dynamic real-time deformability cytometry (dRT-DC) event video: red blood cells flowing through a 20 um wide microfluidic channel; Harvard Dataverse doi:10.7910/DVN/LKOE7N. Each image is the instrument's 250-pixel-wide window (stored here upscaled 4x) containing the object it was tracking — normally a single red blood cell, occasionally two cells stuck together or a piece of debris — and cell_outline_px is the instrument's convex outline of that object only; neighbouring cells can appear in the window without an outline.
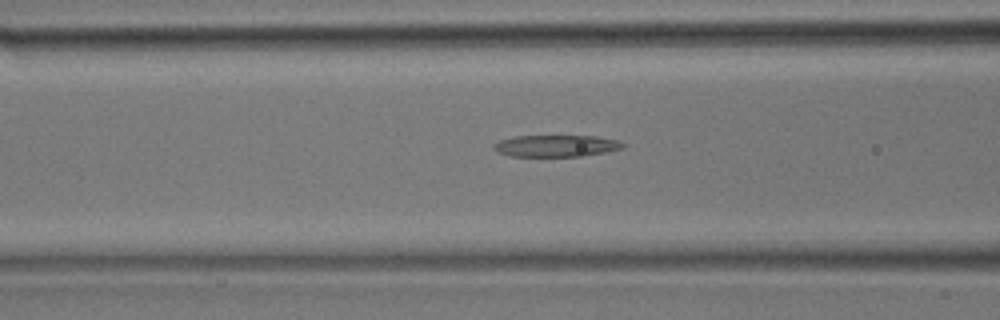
{"species": "common noctule bat (a hibernating species)", "species_latin": "Nyctalus noctula", "temperature_condition": "room temperature", "stored_images_in_passage": 27, "camera_frame_rate_fps": 3000, "um_per_image_px": 0.085, "animal": {"sex": "male", "body_mass_g": 17.9}, "frame": {"image": 1, "passage_image": 5, "time_ms": 1.333, "image_size_px": [1000, 320], "cell_outline_px": [[624, 148], [608, 152], [584, 156], [512, 156], [496, 152], [492, 148], [492, 144], [500, 140], [516, 136], [596, 136], [616, 140], [624, 144]], "centroid_in_image_um": [47.25, 12.4], "position_along_channel_um": 119.3, "area_um2": 16.42}}
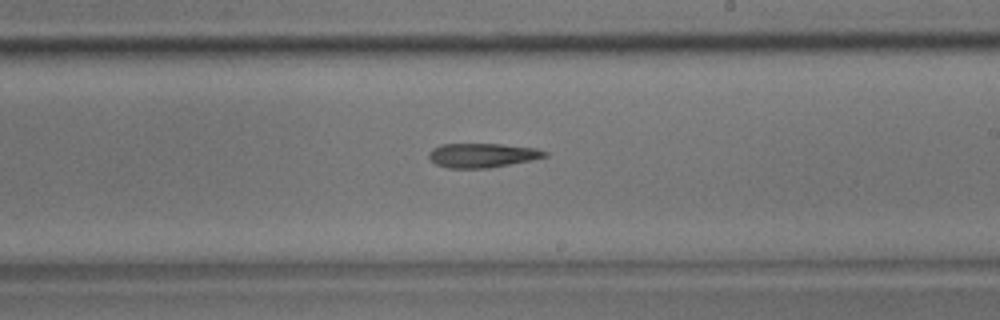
{"frame": {"image": 2, "passage_image": 12, "time_ms": 3.667, "image_size_px": [1000, 320], "cell_outline_px": [[548, 156], [532, 160], [492, 168], [448, 168], [436, 164], [428, 156], [428, 152], [432, 148], [440, 144], [500, 144], [536, 148], [548, 152]], "centroid_in_image_um": [41.0, 13.2], "position_along_channel_um": 248.0, "area_um2": 16.53}}
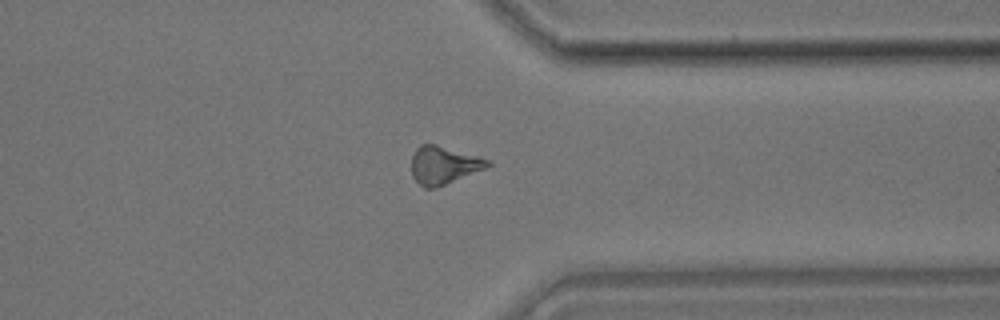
{"frame": {"image": 3, "passage_image": 19, "time_ms": 6.0, "image_size_px": [1000, 320], "cell_outline_px": [[492, 164], [488, 168], [436, 188], [424, 188], [412, 176], [412, 156], [416, 148], [420, 144], [436, 144], [480, 156], [488, 160]], "centroid_in_image_um": [37.74, 14.03], "position_along_channel_um": 373.7, "area_um2": 16.99}}